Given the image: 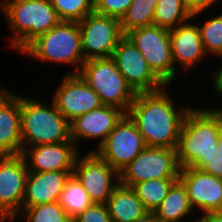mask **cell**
Here are the masks:
<instances>
[{"mask_svg": "<svg viewBox=\"0 0 222 222\" xmlns=\"http://www.w3.org/2000/svg\"><path fill=\"white\" fill-rule=\"evenodd\" d=\"M166 87L137 93L127 114L143 135L146 146L176 149L190 107H181L177 111Z\"/></svg>", "mask_w": 222, "mask_h": 222, "instance_id": "6da1fadb", "label": "cell"}, {"mask_svg": "<svg viewBox=\"0 0 222 222\" xmlns=\"http://www.w3.org/2000/svg\"><path fill=\"white\" fill-rule=\"evenodd\" d=\"M221 129L222 114L217 109L191 107L184 118L176 148L180 167L201 170L218 156Z\"/></svg>", "mask_w": 222, "mask_h": 222, "instance_id": "7a4b0ae2", "label": "cell"}, {"mask_svg": "<svg viewBox=\"0 0 222 222\" xmlns=\"http://www.w3.org/2000/svg\"><path fill=\"white\" fill-rule=\"evenodd\" d=\"M1 1V9L14 32L10 46L19 52L61 22L50 0Z\"/></svg>", "mask_w": 222, "mask_h": 222, "instance_id": "3957f363", "label": "cell"}, {"mask_svg": "<svg viewBox=\"0 0 222 222\" xmlns=\"http://www.w3.org/2000/svg\"><path fill=\"white\" fill-rule=\"evenodd\" d=\"M21 139L23 149L41 144H56L71 140L70 122L56 108L20 95Z\"/></svg>", "mask_w": 222, "mask_h": 222, "instance_id": "277c9868", "label": "cell"}, {"mask_svg": "<svg viewBox=\"0 0 222 222\" xmlns=\"http://www.w3.org/2000/svg\"><path fill=\"white\" fill-rule=\"evenodd\" d=\"M22 53L43 62L68 64L75 68L69 74H77L85 62L78 22L61 21L33 40Z\"/></svg>", "mask_w": 222, "mask_h": 222, "instance_id": "5b68a950", "label": "cell"}, {"mask_svg": "<svg viewBox=\"0 0 222 222\" xmlns=\"http://www.w3.org/2000/svg\"><path fill=\"white\" fill-rule=\"evenodd\" d=\"M77 74L99 95L102 105L128 112L137 93L111 57L86 60Z\"/></svg>", "mask_w": 222, "mask_h": 222, "instance_id": "8992f818", "label": "cell"}, {"mask_svg": "<svg viewBox=\"0 0 222 222\" xmlns=\"http://www.w3.org/2000/svg\"><path fill=\"white\" fill-rule=\"evenodd\" d=\"M126 36L144 56L153 72L169 86L178 73L172 58L169 30L151 25L131 30Z\"/></svg>", "mask_w": 222, "mask_h": 222, "instance_id": "52a82bcc", "label": "cell"}, {"mask_svg": "<svg viewBox=\"0 0 222 222\" xmlns=\"http://www.w3.org/2000/svg\"><path fill=\"white\" fill-rule=\"evenodd\" d=\"M181 167L173 148L146 146L119 174L121 184L131 187L146 180L179 178Z\"/></svg>", "mask_w": 222, "mask_h": 222, "instance_id": "ba28073f", "label": "cell"}, {"mask_svg": "<svg viewBox=\"0 0 222 222\" xmlns=\"http://www.w3.org/2000/svg\"><path fill=\"white\" fill-rule=\"evenodd\" d=\"M78 24L85 61L111 57L119 41L125 36L119 19L95 11Z\"/></svg>", "mask_w": 222, "mask_h": 222, "instance_id": "9c48e42d", "label": "cell"}, {"mask_svg": "<svg viewBox=\"0 0 222 222\" xmlns=\"http://www.w3.org/2000/svg\"><path fill=\"white\" fill-rule=\"evenodd\" d=\"M145 147L143 135L126 113L116 123L104 143L91 152H96L120 173Z\"/></svg>", "mask_w": 222, "mask_h": 222, "instance_id": "30bf717a", "label": "cell"}, {"mask_svg": "<svg viewBox=\"0 0 222 222\" xmlns=\"http://www.w3.org/2000/svg\"><path fill=\"white\" fill-rule=\"evenodd\" d=\"M28 169L23 156H0V222H13L22 210Z\"/></svg>", "mask_w": 222, "mask_h": 222, "instance_id": "8fae6325", "label": "cell"}, {"mask_svg": "<svg viewBox=\"0 0 222 222\" xmlns=\"http://www.w3.org/2000/svg\"><path fill=\"white\" fill-rule=\"evenodd\" d=\"M80 157L81 154L76 159L73 175L93 203L106 204L112 191L120 182V174L96 152L89 151L86 156ZM112 177L117 179L113 180Z\"/></svg>", "mask_w": 222, "mask_h": 222, "instance_id": "7c38bea8", "label": "cell"}, {"mask_svg": "<svg viewBox=\"0 0 222 222\" xmlns=\"http://www.w3.org/2000/svg\"><path fill=\"white\" fill-rule=\"evenodd\" d=\"M111 58L136 93L158 91L167 86L126 35L119 41Z\"/></svg>", "mask_w": 222, "mask_h": 222, "instance_id": "4fadbf2b", "label": "cell"}, {"mask_svg": "<svg viewBox=\"0 0 222 222\" xmlns=\"http://www.w3.org/2000/svg\"><path fill=\"white\" fill-rule=\"evenodd\" d=\"M52 99L70 123L102 106L99 95L78 74H67Z\"/></svg>", "mask_w": 222, "mask_h": 222, "instance_id": "5bb4252c", "label": "cell"}, {"mask_svg": "<svg viewBox=\"0 0 222 222\" xmlns=\"http://www.w3.org/2000/svg\"><path fill=\"white\" fill-rule=\"evenodd\" d=\"M76 147L72 140L56 144H41L26 147L21 155L26 162L28 172L73 171L79 155V149Z\"/></svg>", "mask_w": 222, "mask_h": 222, "instance_id": "9a60e30c", "label": "cell"}, {"mask_svg": "<svg viewBox=\"0 0 222 222\" xmlns=\"http://www.w3.org/2000/svg\"><path fill=\"white\" fill-rule=\"evenodd\" d=\"M179 180L186 187L192 208L222 211V179L193 167L181 168Z\"/></svg>", "mask_w": 222, "mask_h": 222, "instance_id": "2e32d148", "label": "cell"}, {"mask_svg": "<svg viewBox=\"0 0 222 222\" xmlns=\"http://www.w3.org/2000/svg\"><path fill=\"white\" fill-rule=\"evenodd\" d=\"M124 114L121 109L106 105L93 109L70 123L71 140L78 144L81 139L100 138L98 149Z\"/></svg>", "mask_w": 222, "mask_h": 222, "instance_id": "e0dca14e", "label": "cell"}, {"mask_svg": "<svg viewBox=\"0 0 222 222\" xmlns=\"http://www.w3.org/2000/svg\"><path fill=\"white\" fill-rule=\"evenodd\" d=\"M20 95L0 88V156L22 154Z\"/></svg>", "mask_w": 222, "mask_h": 222, "instance_id": "ac0fdd59", "label": "cell"}, {"mask_svg": "<svg viewBox=\"0 0 222 222\" xmlns=\"http://www.w3.org/2000/svg\"><path fill=\"white\" fill-rule=\"evenodd\" d=\"M73 171L28 172L22 208L58 202Z\"/></svg>", "mask_w": 222, "mask_h": 222, "instance_id": "d6986e66", "label": "cell"}, {"mask_svg": "<svg viewBox=\"0 0 222 222\" xmlns=\"http://www.w3.org/2000/svg\"><path fill=\"white\" fill-rule=\"evenodd\" d=\"M172 58L174 64L179 63L184 70L194 67L206 56L198 25L184 22L169 30Z\"/></svg>", "mask_w": 222, "mask_h": 222, "instance_id": "ffe728a7", "label": "cell"}, {"mask_svg": "<svg viewBox=\"0 0 222 222\" xmlns=\"http://www.w3.org/2000/svg\"><path fill=\"white\" fill-rule=\"evenodd\" d=\"M112 222H132L148 213L134 190L119 182L106 202Z\"/></svg>", "mask_w": 222, "mask_h": 222, "instance_id": "44dd1931", "label": "cell"}, {"mask_svg": "<svg viewBox=\"0 0 222 222\" xmlns=\"http://www.w3.org/2000/svg\"><path fill=\"white\" fill-rule=\"evenodd\" d=\"M192 209L186 187L178 179L153 215L158 222H180L185 216H189Z\"/></svg>", "mask_w": 222, "mask_h": 222, "instance_id": "7402d4cb", "label": "cell"}, {"mask_svg": "<svg viewBox=\"0 0 222 222\" xmlns=\"http://www.w3.org/2000/svg\"><path fill=\"white\" fill-rule=\"evenodd\" d=\"M192 15L185 0H158L153 25L171 30L192 19Z\"/></svg>", "mask_w": 222, "mask_h": 222, "instance_id": "603a6c76", "label": "cell"}, {"mask_svg": "<svg viewBox=\"0 0 222 222\" xmlns=\"http://www.w3.org/2000/svg\"><path fill=\"white\" fill-rule=\"evenodd\" d=\"M179 178L151 179L136 183L131 188L148 212H154Z\"/></svg>", "mask_w": 222, "mask_h": 222, "instance_id": "cb8c5ba5", "label": "cell"}, {"mask_svg": "<svg viewBox=\"0 0 222 222\" xmlns=\"http://www.w3.org/2000/svg\"><path fill=\"white\" fill-rule=\"evenodd\" d=\"M58 203L73 219L79 213L87 209L93 202L78 179L72 174L65 183L64 190L60 194Z\"/></svg>", "mask_w": 222, "mask_h": 222, "instance_id": "d4e9b609", "label": "cell"}, {"mask_svg": "<svg viewBox=\"0 0 222 222\" xmlns=\"http://www.w3.org/2000/svg\"><path fill=\"white\" fill-rule=\"evenodd\" d=\"M158 0H133L121 18L124 35L131 30L153 25L154 10Z\"/></svg>", "mask_w": 222, "mask_h": 222, "instance_id": "484cf974", "label": "cell"}, {"mask_svg": "<svg viewBox=\"0 0 222 222\" xmlns=\"http://www.w3.org/2000/svg\"><path fill=\"white\" fill-rule=\"evenodd\" d=\"M19 214L25 222H73L58 202L22 208Z\"/></svg>", "mask_w": 222, "mask_h": 222, "instance_id": "4316f807", "label": "cell"}, {"mask_svg": "<svg viewBox=\"0 0 222 222\" xmlns=\"http://www.w3.org/2000/svg\"><path fill=\"white\" fill-rule=\"evenodd\" d=\"M61 21L79 22L94 12V0H50Z\"/></svg>", "mask_w": 222, "mask_h": 222, "instance_id": "83f0119b", "label": "cell"}, {"mask_svg": "<svg viewBox=\"0 0 222 222\" xmlns=\"http://www.w3.org/2000/svg\"><path fill=\"white\" fill-rule=\"evenodd\" d=\"M198 29L206 55L211 52L222 57V14L210 18Z\"/></svg>", "mask_w": 222, "mask_h": 222, "instance_id": "f1b7e54d", "label": "cell"}, {"mask_svg": "<svg viewBox=\"0 0 222 222\" xmlns=\"http://www.w3.org/2000/svg\"><path fill=\"white\" fill-rule=\"evenodd\" d=\"M132 2L133 0H94V11L121 20Z\"/></svg>", "mask_w": 222, "mask_h": 222, "instance_id": "f546056e", "label": "cell"}, {"mask_svg": "<svg viewBox=\"0 0 222 222\" xmlns=\"http://www.w3.org/2000/svg\"><path fill=\"white\" fill-rule=\"evenodd\" d=\"M73 222H112L106 204L92 203L73 218Z\"/></svg>", "mask_w": 222, "mask_h": 222, "instance_id": "4dcf8cb0", "label": "cell"}, {"mask_svg": "<svg viewBox=\"0 0 222 222\" xmlns=\"http://www.w3.org/2000/svg\"><path fill=\"white\" fill-rule=\"evenodd\" d=\"M218 1L221 0H185L188 8L192 12V18H195V16L199 15L206 9H209L212 7L213 4L218 3Z\"/></svg>", "mask_w": 222, "mask_h": 222, "instance_id": "1f68e13d", "label": "cell"}, {"mask_svg": "<svg viewBox=\"0 0 222 222\" xmlns=\"http://www.w3.org/2000/svg\"><path fill=\"white\" fill-rule=\"evenodd\" d=\"M201 170L222 179V156L218 155L214 157Z\"/></svg>", "mask_w": 222, "mask_h": 222, "instance_id": "d6a6232c", "label": "cell"}, {"mask_svg": "<svg viewBox=\"0 0 222 222\" xmlns=\"http://www.w3.org/2000/svg\"><path fill=\"white\" fill-rule=\"evenodd\" d=\"M196 222H222V211L204 212L202 217L196 219Z\"/></svg>", "mask_w": 222, "mask_h": 222, "instance_id": "836d02e7", "label": "cell"}, {"mask_svg": "<svg viewBox=\"0 0 222 222\" xmlns=\"http://www.w3.org/2000/svg\"><path fill=\"white\" fill-rule=\"evenodd\" d=\"M212 75L215 92L222 95V65Z\"/></svg>", "mask_w": 222, "mask_h": 222, "instance_id": "e575fe53", "label": "cell"}, {"mask_svg": "<svg viewBox=\"0 0 222 222\" xmlns=\"http://www.w3.org/2000/svg\"><path fill=\"white\" fill-rule=\"evenodd\" d=\"M132 222H158L156 217L153 215L152 212H148L146 215H144L143 217L134 220Z\"/></svg>", "mask_w": 222, "mask_h": 222, "instance_id": "d590c367", "label": "cell"}, {"mask_svg": "<svg viewBox=\"0 0 222 222\" xmlns=\"http://www.w3.org/2000/svg\"><path fill=\"white\" fill-rule=\"evenodd\" d=\"M218 155L222 156V129L219 133V137H218Z\"/></svg>", "mask_w": 222, "mask_h": 222, "instance_id": "8d00e7d4", "label": "cell"}]
</instances>
